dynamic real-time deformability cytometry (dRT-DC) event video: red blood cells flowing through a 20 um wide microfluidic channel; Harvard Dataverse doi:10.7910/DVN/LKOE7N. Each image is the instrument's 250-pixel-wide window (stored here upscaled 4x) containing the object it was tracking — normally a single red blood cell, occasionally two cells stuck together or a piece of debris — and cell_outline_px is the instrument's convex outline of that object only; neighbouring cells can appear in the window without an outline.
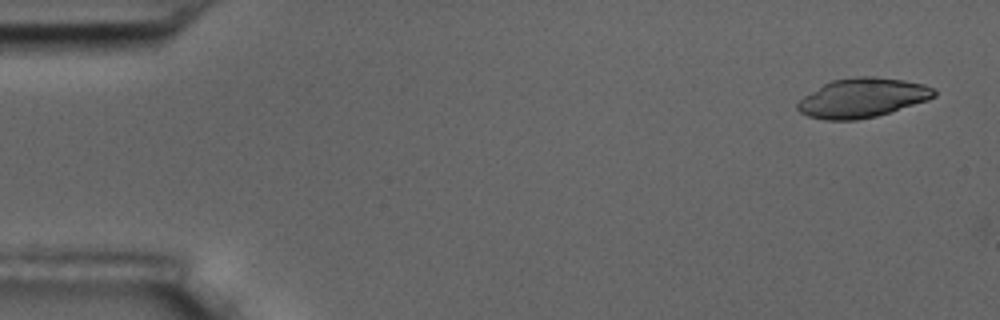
{"species": "common noctule bat (a hibernating species)", "species_latin": "Nyctalus noctula", "temperature_condition": "room temperature", "stored_images_in_passage": 5, "camera_frame_rate_fps": 3000, "um_per_image_px": 0.085, "animal": {"sex": "male", "body_mass_g": 17.5, "forearm_length_mm": 52.3}, "frame": {"image": 1, "passage_image": 1, "time_ms": 0.0, "image_size_px": [1000, 320], "cell_outline_px": [[936, 96], [928, 100], [876, 116], [856, 120], [824, 120], [808, 116], [800, 112], [796, 108], [796, 104], [804, 96], [824, 84], [832, 80], [856, 76], [876, 76], [904, 80], [924, 84], [936, 88]], "centroid_in_image_um": [73.32, 8.31], "position_along_channel_um": 11.7, "area_um2": 31.33}}
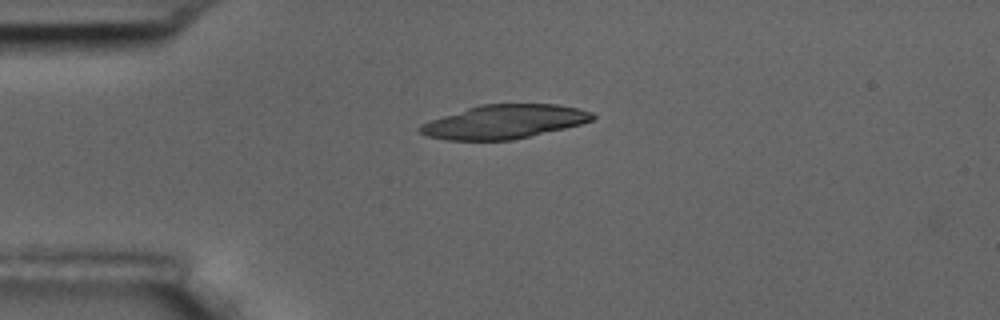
{"frame": {"image": 2, "passage_image": 4, "time_ms": 3.667, "image_size_px": [1000, 320], "cell_outline_px": [[596, 116], [592, 120], [580, 124], [564, 128], [512, 140], [444, 140], [428, 136], [420, 132], [416, 128], [420, 124], [480, 104], [556, 104], [576, 108], [592, 112]], "centroid_in_image_um": [42.84, 10.35], "position_along_channel_um": 42.2, "area_um2": 33.64}}